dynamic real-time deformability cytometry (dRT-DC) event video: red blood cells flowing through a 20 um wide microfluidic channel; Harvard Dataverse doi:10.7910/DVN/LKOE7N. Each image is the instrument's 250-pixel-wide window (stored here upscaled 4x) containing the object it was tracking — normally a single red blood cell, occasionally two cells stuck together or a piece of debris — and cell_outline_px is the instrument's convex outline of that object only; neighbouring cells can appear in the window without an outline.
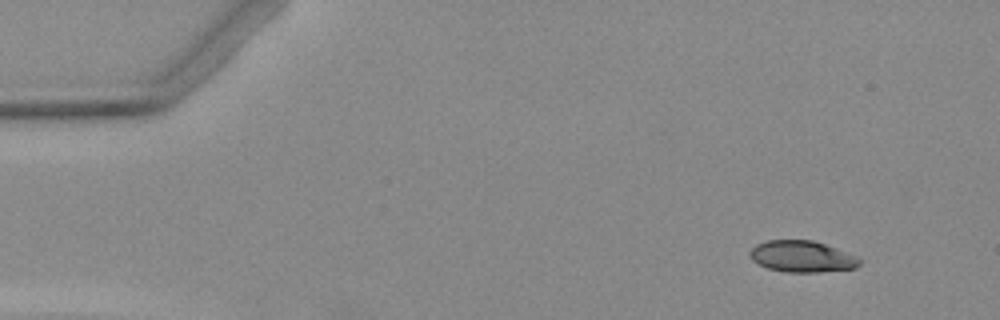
{"species": "Egyptian fruit bat (a non-hibernating species)", "species_latin": "Rousettus aegyptiacus", "temperature_condition": "warm", "stored_images_in_passage": 4, "camera_frame_rate_fps": 3000, "um_per_image_px": 0.085, "animal": {"sex": "female"}, "frame": {"image": 1, "passage_image": 1, "time_ms": 0.0, "image_size_px": [1000, 320], "cell_outline_px": [[860, 264], [856, 268], [820, 272], [784, 272], [768, 268], [752, 260], [748, 252], [756, 244], [768, 240], [812, 240], [860, 256]], "centroid_in_image_um": [68.19, 21.8], "position_along_channel_um": 16.8, "area_um2": 20.17}}
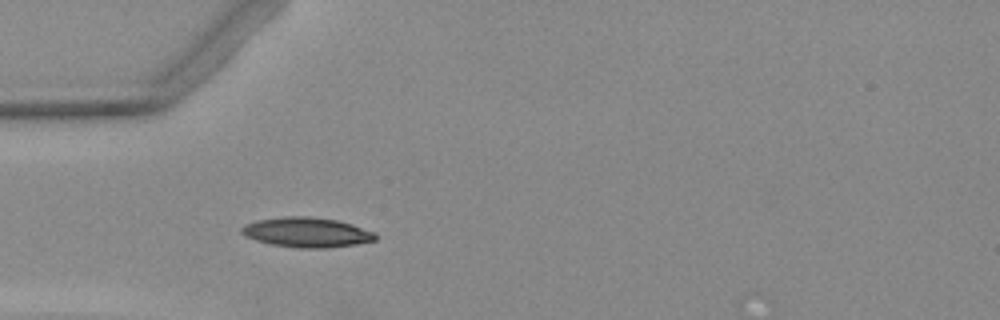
{"frame": {"image": 2, "passage_image": 4, "time_ms": 3.667, "image_size_px": [1000, 320], "cell_outline_px": [[376, 240], [356, 244], [324, 248], [296, 248], [272, 244], [256, 240], [244, 236], [240, 232], [240, 228], [244, 224], [256, 220], [288, 216], [304, 216], [336, 220], [352, 224], [376, 232]], "centroid_in_image_um": [26.05, 19.75], "position_along_channel_um": 58.9, "area_um2": 23.29}}